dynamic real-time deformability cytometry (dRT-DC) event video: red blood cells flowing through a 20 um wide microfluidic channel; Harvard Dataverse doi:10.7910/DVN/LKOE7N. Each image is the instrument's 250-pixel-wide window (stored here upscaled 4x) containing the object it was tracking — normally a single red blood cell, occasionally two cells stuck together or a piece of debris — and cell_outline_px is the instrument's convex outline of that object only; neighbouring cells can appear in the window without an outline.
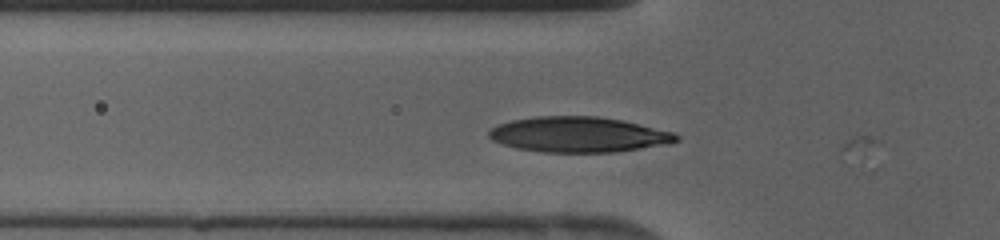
{"species": "human", "species_latin": "Homo sapiens", "temperature_condition": "cold", "stored_images_in_passage": 14, "camera_frame_rate_fps": 3000, "um_per_image_px": 0.085, "donor": {"sex": "female"}, "frame": {"image": 1, "passage_image": 7, "time_ms": 2.0, "image_size_px": [1000, 240], "cell_outline_px": [[680, 140], [672, 144], [616, 152], [544, 152], [516, 148], [492, 140], [488, 136], [488, 132], [496, 124], [512, 120], [536, 116], [596, 116], [624, 120], [672, 132], [680, 136]], "centroid_in_image_um": [49.22, 11.44], "position_along_channel_um": 76.6, "area_um2": 38.9}}
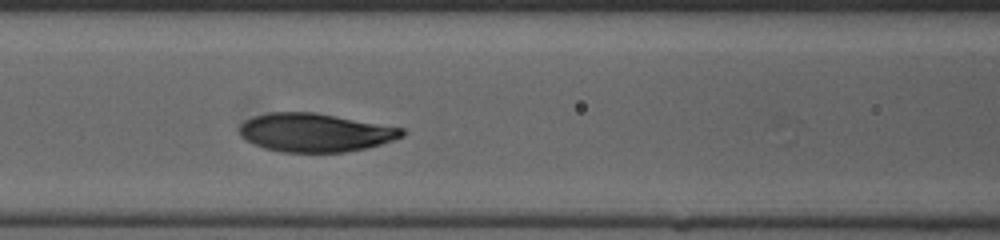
{"frame": {"image": 2, "passage_image": 11, "time_ms": 3.333, "image_size_px": [1000, 240], "cell_outline_px": [[404, 136], [380, 144], [364, 148], [344, 152], [280, 152], [264, 148], [252, 144], [244, 140], [240, 136], [240, 124], [244, 120], [252, 116], [268, 112], [316, 112], [404, 128]], "centroid_in_image_um": [26.73, 11.26], "position_along_channel_um": 139.9, "area_um2": 36.65}}
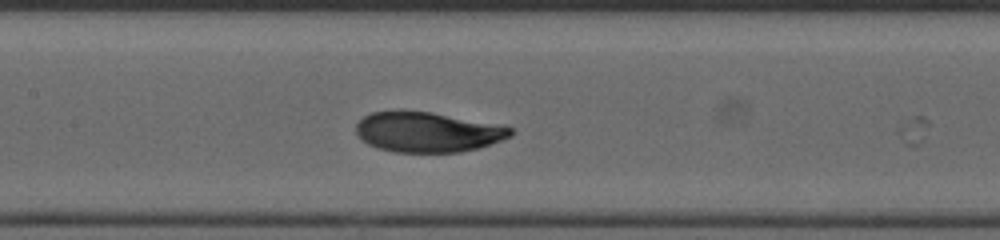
{"frame": {"image": 3, "passage_image": 13, "time_ms": 4.0, "image_size_px": [1000, 240], "cell_outline_px": [[516, 132], [512, 136], [480, 148], [460, 152], [396, 152], [380, 148], [368, 144], [356, 132], [356, 124], [364, 116], [372, 112], [396, 108], [432, 112], [504, 124], [516, 128]], "centroid_in_image_um": [36.42, 11.18], "position_along_channel_um": 171.0, "area_um2": 37.11}}